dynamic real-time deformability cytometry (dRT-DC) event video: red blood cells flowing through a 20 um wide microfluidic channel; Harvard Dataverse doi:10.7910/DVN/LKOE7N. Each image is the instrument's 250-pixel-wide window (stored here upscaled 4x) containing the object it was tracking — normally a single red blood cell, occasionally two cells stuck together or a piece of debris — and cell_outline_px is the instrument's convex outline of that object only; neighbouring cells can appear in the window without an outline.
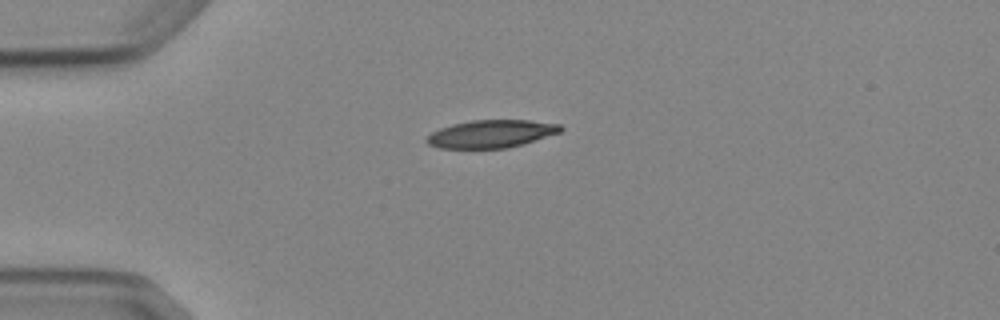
{"species": "Egyptian fruit bat (a non-hibernating species)", "species_latin": "Rousettus aegyptiacus", "temperature_condition": "cold", "stored_images_in_passage": 2, "camera_frame_rate_fps": 3000, "um_per_image_px": 0.085, "animal": {"sex": "female"}, "frame": {"image": 1, "passage_image": 1, "time_ms": 0.0, "image_size_px": [1000, 320], "cell_outline_px": [[564, 128], [560, 132], [524, 144], [508, 148], [440, 148], [428, 144], [424, 140], [432, 132], [440, 128], [452, 124], [472, 120], [528, 120], [560, 124]], "centroid_in_image_um": [41.76, 11.38], "position_along_channel_um": 43.2, "area_um2": 21.68}}